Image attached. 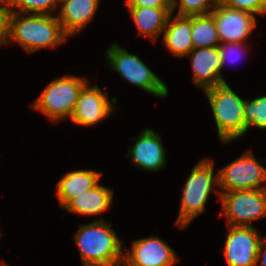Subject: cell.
I'll use <instances>...</instances> for the list:
<instances>
[{
	"mask_svg": "<svg viewBox=\"0 0 266 266\" xmlns=\"http://www.w3.org/2000/svg\"><path fill=\"white\" fill-rule=\"evenodd\" d=\"M25 14L8 12L7 43L17 42L26 52H36L46 47H56L65 42L68 36L64 33L57 15Z\"/></svg>",
	"mask_w": 266,
	"mask_h": 266,
	"instance_id": "obj_1",
	"label": "cell"
},
{
	"mask_svg": "<svg viewBox=\"0 0 266 266\" xmlns=\"http://www.w3.org/2000/svg\"><path fill=\"white\" fill-rule=\"evenodd\" d=\"M100 220V221H99ZM79 225L73 237L78 246L83 266H122L123 242L111 224L103 218Z\"/></svg>",
	"mask_w": 266,
	"mask_h": 266,
	"instance_id": "obj_2",
	"label": "cell"
},
{
	"mask_svg": "<svg viewBox=\"0 0 266 266\" xmlns=\"http://www.w3.org/2000/svg\"><path fill=\"white\" fill-rule=\"evenodd\" d=\"M209 100L218 137L222 143H229L247 133L244 120V99L224 82L204 90Z\"/></svg>",
	"mask_w": 266,
	"mask_h": 266,
	"instance_id": "obj_3",
	"label": "cell"
},
{
	"mask_svg": "<svg viewBox=\"0 0 266 266\" xmlns=\"http://www.w3.org/2000/svg\"><path fill=\"white\" fill-rule=\"evenodd\" d=\"M213 185H219L218 173L214 174V160L202 159L195 164L183 186L177 227L187 228L195 217L204 213Z\"/></svg>",
	"mask_w": 266,
	"mask_h": 266,
	"instance_id": "obj_4",
	"label": "cell"
},
{
	"mask_svg": "<svg viewBox=\"0 0 266 266\" xmlns=\"http://www.w3.org/2000/svg\"><path fill=\"white\" fill-rule=\"evenodd\" d=\"M89 81L86 77L64 75L52 80L32 104L33 109L45 114L53 123L70 117L82 88Z\"/></svg>",
	"mask_w": 266,
	"mask_h": 266,
	"instance_id": "obj_5",
	"label": "cell"
},
{
	"mask_svg": "<svg viewBox=\"0 0 266 266\" xmlns=\"http://www.w3.org/2000/svg\"><path fill=\"white\" fill-rule=\"evenodd\" d=\"M106 52L110 66L124 80L156 97L168 96L169 88L137 55L117 43H113Z\"/></svg>",
	"mask_w": 266,
	"mask_h": 266,
	"instance_id": "obj_6",
	"label": "cell"
},
{
	"mask_svg": "<svg viewBox=\"0 0 266 266\" xmlns=\"http://www.w3.org/2000/svg\"><path fill=\"white\" fill-rule=\"evenodd\" d=\"M220 194L222 212L230 226L251 227V222L266 217V189L235 190Z\"/></svg>",
	"mask_w": 266,
	"mask_h": 266,
	"instance_id": "obj_7",
	"label": "cell"
},
{
	"mask_svg": "<svg viewBox=\"0 0 266 266\" xmlns=\"http://www.w3.org/2000/svg\"><path fill=\"white\" fill-rule=\"evenodd\" d=\"M221 191L225 193L235 190L266 189V168L259 163L250 150L236 160L221 168L218 172ZM262 185V186H261Z\"/></svg>",
	"mask_w": 266,
	"mask_h": 266,
	"instance_id": "obj_8",
	"label": "cell"
},
{
	"mask_svg": "<svg viewBox=\"0 0 266 266\" xmlns=\"http://www.w3.org/2000/svg\"><path fill=\"white\" fill-rule=\"evenodd\" d=\"M261 238L253 226H230L223 248L228 266H256Z\"/></svg>",
	"mask_w": 266,
	"mask_h": 266,
	"instance_id": "obj_9",
	"label": "cell"
},
{
	"mask_svg": "<svg viewBox=\"0 0 266 266\" xmlns=\"http://www.w3.org/2000/svg\"><path fill=\"white\" fill-rule=\"evenodd\" d=\"M116 102L115 97L111 101L108 99V91L103 93L97 84L91 87L87 83L79 93L71 120L82 126L98 124L115 110L113 104Z\"/></svg>",
	"mask_w": 266,
	"mask_h": 266,
	"instance_id": "obj_10",
	"label": "cell"
},
{
	"mask_svg": "<svg viewBox=\"0 0 266 266\" xmlns=\"http://www.w3.org/2000/svg\"><path fill=\"white\" fill-rule=\"evenodd\" d=\"M179 261L174 250L157 236L135 240L124 252L122 266H173Z\"/></svg>",
	"mask_w": 266,
	"mask_h": 266,
	"instance_id": "obj_11",
	"label": "cell"
},
{
	"mask_svg": "<svg viewBox=\"0 0 266 266\" xmlns=\"http://www.w3.org/2000/svg\"><path fill=\"white\" fill-rule=\"evenodd\" d=\"M221 43H244L256 27V16L218 4L210 13Z\"/></svg>",
	"mask_w": 266,
	"mask_h": 266,
	"instance_id": "obj_12",
	"label": "cell"
},
{
	"mask_svg": "<svg viewBox=\"0 0 266 266\" xmlns=\"http://www.w3.org/2000/svg\"><path fill=\"white\" fill-rule=\"evenodd\" d=\"M187 56L191 58L192 79L197 87L207 90L226 82L221 75L222 62L218 46L193 48Z\"/></svg>",
	"mask_w": 266,
	"mask_h": 266,
	"instance_id": "obj_13",
	"label": "cell"
},
{
	"mask_svg": "<svg viewBox=\"0 0 266 266\" xmlns=\"http://www.w3.org/2000/svg\"><path fill=\"white\" fill-rule=\"evenodd\" d=\"M161 136L152 129H145L137 136L136 143L128 150L127 157L137 168L157 172L165 167V148Z\"/></svg>",
	"mask_w": 266,
	"mask_h": 266,
	"instance_id": "obj_14",
	"label": "cell"
},
{
	"mask_svg": "<svg viewBox=\"0 0 266 266\" xmlns=\"http://www.w3.org/2000/svg\"><path fill=\"white\" fill-rule=\"evenodd\" d=\"M100 0H60L57 18L69 37L79 33L92 20Z\"/></svg>",
	"mask_w": 266,
	"mask_h": 266,
	"instance_id": "obj_15",
	"label": "cell"
},
{
	"mask_svg": "<svg viewBox=\"0 0 266 266\" xmlns=\"http://www.w3.org/2000/svg\"><path fill=\"white\" fill-rule=\"evenodd\" d=\"M163 32L165 47L176 57L187 56L193 49L192 16H173L171 13Z\"/></svg>",
	"mask_w": 266,
	"mask_h": 266,
	"instance_id": "obj_16",
	"label": "cell"
},
{
	"mask_svg": "<svg viewBox=\"0 0 266 266\" xmlns=\"http://www.w3.org/2000/svg\"><path fill=\"white\" fill-rule=\"evenodd\" d=\"M113 195L112 189L98 183L90 190L71 199L63 208L73 214L99 215L109 209L113 201Z\"/></svg>",
	"mask_w": 266,
	"mask_h": 266,
	"instance_id": "obj_17",
	"label": "cell"
},
{
	"mask_svg": "<svg viewBox=\"0 0 266 266\" xmlns=\"http://www.w3.org/2000/svg\"><path fill=\"white\" fill-rule=\"evenodd\" d=\"M100 178L102 173L94 170L79 169L66 173L56 185L60 207H64L71 199L96 186Z\"/></svg>",
	"mask_w": 266,
	"mask_h": 266,
	"instance_id": "obj_18",
	"label": "cell"
},
{
	"mask_svg": "<svg viewBox=\"0 0 266 266\" xmlns=\"http://www.w3.org/2000/svg\"><path fill=\"white\" fill-rule=\"evenodd\" d=\"M140 35L153 42L163 33L172 8L127 7Z\"/></svg>",
	"mask_w": 266,
	"mask_h": 266,
	"instance_id": "obj_19",
	"label": "cell"
},
{
	"mask_svg": "<svg viewBox=\"0 0 266 266\" xmlns=\"http://www.w3.org/2000/svg\"><path fill=\"white\" fill-rule=\"evenodd\" d=\"M191 39L193 48L213 47L221 43L216 23L210 13L192 16Z\"/></svg>",
	"mask_w": 266,
	"mask_h": 266,
	"instance_id": "obj_20",
	"label": "cell"
},
{
	"mask_svg": "<svg viewBox=\"0 0 266 266\" xmlns=\"http://www.w3.org/2000/svg\"><path fill=\"white\" fill-rule=\"evenodd\" d=\"M243 107L247 132L252 126L257 129H266V95L251 101L245 100Z\"/></svg>",
	"mask_w": 266,
	"mask_h": 266,
	"instance_id": "obj_21",
	"label": "cell"
},
{
	"mask_svg": "<svg viewBox=\"0 0 266 266\" xmlns=\"http://www.w3.org/2000/svg\"><path fill=\"white\" fill-rule=\"evenodd\" d=\"M58 4L60 0H9L7 9L8 12L27 13V15L28 12L51 15V12L57 9Z\"/></svg>",
	"mask_w": 266,
	"mask_h": 266,
	"instance_id": "obj_22",
	"label": "cell"
},
{
	"mask_svg": "<svg viewBox=\"0 0 266 266\" xmlns=\"http://www.w3.org/2000/svg\"><path fill=\"white\" fill-rule=\"evenodd\" d=\"M220 0H171L172 13L178 7L177 15L193 16L209 14Z\"/></svg>",
	"mask_w": 266,
	"mask_h": 266,
	"instance_id": "obj_23",
	"label": "cell"
},
{
	"mask_svg": "<svg viewBox=\"0 0 266 266\" xmlns=\"http://www.w3.org/2000/svg\"><path fill=\"white\" fill-rule=\"evenodd\" d=\"M219 3L225 7L249 12L253 15L266 14V0H220Z\"/></svg>",
	"mask_w": 266,
	"mask_h": 266,
	"instance_id": "obj_24",
	"label": "cell"
},
{
	"mask_svg": "<svg viewBox=\"0 0 266 266\" xmlns=\"http://www.w3.org/2000/svg\"><path fill=\"white\" fill-rule=\"evenodd\" d=\"M245 45H247L245 42L244 43L227 42V43H220L218 45L220 59L222 62V69L224 68V66H226L225 64L228 61L233 63L239 60L242 57V55L246 53Z\"/></svg>",
	"mask_w": 266,
	"mask_h": 266,
	"instance_id": "obj_25",
	"label": "cell"
},
{
	"mask_svg": "<svg viewBox=\"0 0 266 266\" xmlns=\"http://www.w3.org/2000/svg\"><path fill=\"white\" fill-rule=\"evenodd\" d=\"M127 7L171 8V0H125Z\"/></svg>",
	"mask_w": 266,
	"mask_h": 266,
	"instance_id": "obj_26",
	"label": "cell"
},
{
	"mask_svg": "<svg viewBox=\"0 0 266 266\" xmlns=\"http://www.w3.org/2000/svg\"><path fill=\"white\" fill-rule=\"evenodd\" d=\"M8 2L9 0H0V46L7 44L6 30H7Z\"/></svg>",
	"mask_w": 266,
	"mask_h": 266,
	"instance_id": "obj_27",
	"label": "cell"
},
{
	"mask_svg": "<svg viewBox=\"0 0 266 266\" xmlns=\"http://www.w3.org/2000/svg\"><path fill=\"white\" fill-rule=\"evenodd\" d=\"M266 235L261 236L259 247H258V254L256 260V266H266Z\"/></svg>",
	"mask_w": 266,
	"mask_h": 266,
	"instance_id": "obj_28",
	"label": "cell"
},
{
	"mask_svg": "<svg viewBox=\"0 0 266 266\" xmlns=\"http://www.w3.org/2000/svg\"><path fill=\"white\" fill-rule=\"evenodd\" d=\"M0 266H9L6 262L1 263Z\"/></svg>",
	"mask_w": 266,
	"mask_h": 266,
	"instance_id": "obj_29",
	"label": "cell"
}]
</instances>
